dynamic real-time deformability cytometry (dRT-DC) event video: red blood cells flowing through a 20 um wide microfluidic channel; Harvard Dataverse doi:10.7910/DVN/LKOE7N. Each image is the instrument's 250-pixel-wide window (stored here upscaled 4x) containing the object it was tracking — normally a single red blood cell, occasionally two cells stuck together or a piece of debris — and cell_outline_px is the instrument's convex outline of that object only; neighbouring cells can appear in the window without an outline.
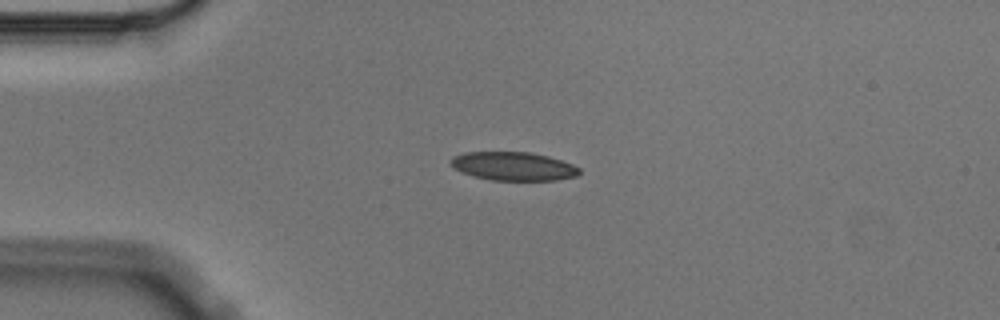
{"species": "Egyptian fruit bat (a non-hibernating species)", "species_latin": "Rousettus aegyptiacus", "temperature_condition": "cold", "stored_images_in_passage": 4, "camera_frame_rate_fps": 3000, "um_per_image_px": 0.085, "animal": {"sex": "male"}, "frame": {"image": 1, "passage_image": 3, "time_ms": 0.667, "image_size_px": [1000, 320], "cell_outline_px": [[580, 172], [576, 176], [556, 180], [492, 180], [472, 176], [456, 168], [452, 164], [452, 156], [464, 152], [528, 152], [548, 156], [572, 164], [580, 168]], "centroid_in_image_um": [43.66, 14.13], "position_along_channel_um": 41.3, "area_um2": 21.15}}